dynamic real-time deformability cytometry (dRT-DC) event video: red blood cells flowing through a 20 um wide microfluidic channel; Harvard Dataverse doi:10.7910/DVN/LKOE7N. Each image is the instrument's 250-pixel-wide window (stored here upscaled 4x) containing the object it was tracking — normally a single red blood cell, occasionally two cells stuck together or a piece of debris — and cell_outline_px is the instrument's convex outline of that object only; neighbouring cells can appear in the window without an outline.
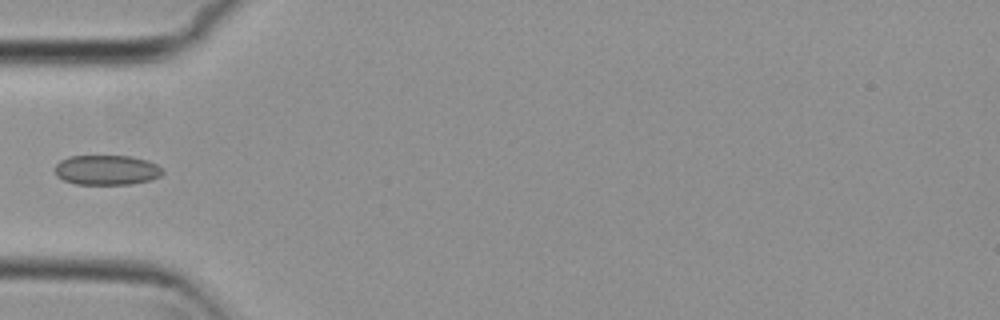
{"species": "common noctule bat (a hibernating species)", "species_latin": "Nyctalus noctula", "temperature_condition": "cold", "stored_images_in_passage": 7, "camera_frame_rate_fps": 3000, "um_per_image_px": 0.085, "animal": {"sex": "female", "body_mass_g": 29.2, "forearm_length_mm": 56.3}, "frame": {"image": 1, "passage_image": 6, "time_ms": 1.667, "image_size_px": [1000, 320], "cell_outline_px": [[164, 172], [160, 176], [152, 180], [132, 184], [76, 184], [64, 180], [56, 176], [56, 164], [60, 160], [68, 156], [132, 156], [148, 160], [164, 168]], "centroid_in_image_um": [9.11, 14.45], "position_along_channel_um": 75.9, "area_um2": 18.96}}
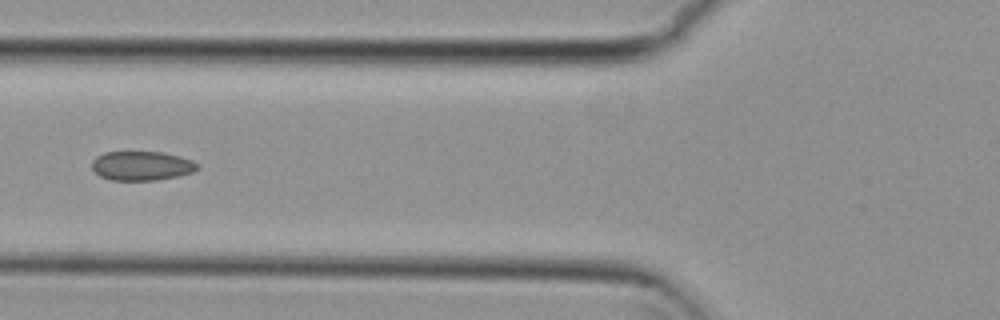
{"frame": {"image": 2, "passage_image": 7, "time_ms": 2.0, "image_size_px": [1000, 320], "cell_outline_px": [[200, 168], [192, 172], [176, 176], [156, 180], [112, 180], [100, 176], [92, 168], [92, 160], [96, 156], [104, 152], [164, 152], [180, 156], [192, 160], [200, 164]], "centroid_in_image_um": [12.06, 14.08], "position_along_channel_um": 113.7, "area_um2": 18.03}}